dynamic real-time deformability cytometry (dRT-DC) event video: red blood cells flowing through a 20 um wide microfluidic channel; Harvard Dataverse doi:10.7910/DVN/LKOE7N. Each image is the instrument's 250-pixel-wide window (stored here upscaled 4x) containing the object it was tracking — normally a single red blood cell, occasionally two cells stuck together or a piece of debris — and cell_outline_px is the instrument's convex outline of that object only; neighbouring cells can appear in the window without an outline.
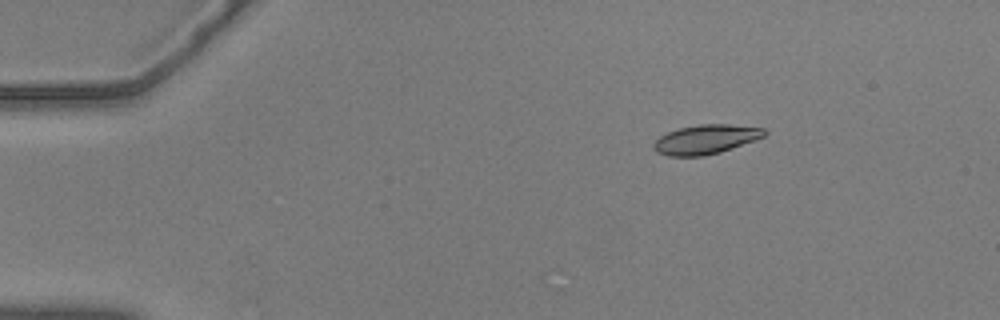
{"species": "common noctule bat (a hibernating species)", "species_latin": "Nyctalus noctula", "temperature_condition": "warm", "stored_images_in_passage": 49, "camera_frame_rate_fps": 3000, "um_per_image_px": 0.085, "animal": {"sex": "male", "body_mass_g": 20.5, "forearm_length_mm": 52.5}, "frame": {"image": 1, "passage_image": 1, "time_ms": 0.0, "image_size_px": [1000, 320], "cell_outline_px": [[768, 132], [764, 136], [720, 152], [704, 156], [668, 156], [656, 152], [652, 148], [652, 144], [660, 136], [668, 132], [680, 128], [700, 124], [728, 124], [764, 128]], "centroid_in_image_um": [59.95, 11.85], "position_along_channel_um": 25.0, "area_um2": 18.79}}
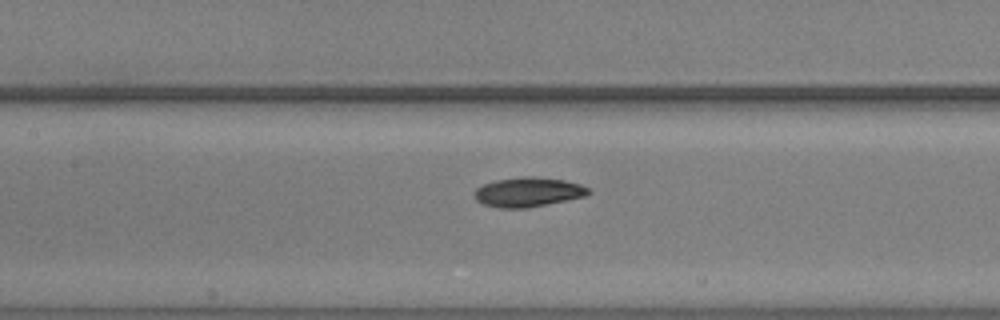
{"frame": {"image": 2, "passage_image": 19, "time_ms": 6.0, "image_size_px": [1000, 320], "cell_outline_px": [[592, 192], [584, 196], [528, 208], [500, 208], [484, 204], [476, 200], [472, 192], [476, 188], [484, 184], [496, 180], [524, 176], [532, 176], [564, 180], [580, 184], [588, 188]], "centroid_in_image_um": [44.86, 16.32], "position_along_channel_um": 162.5, "area_um2": 19.54}}
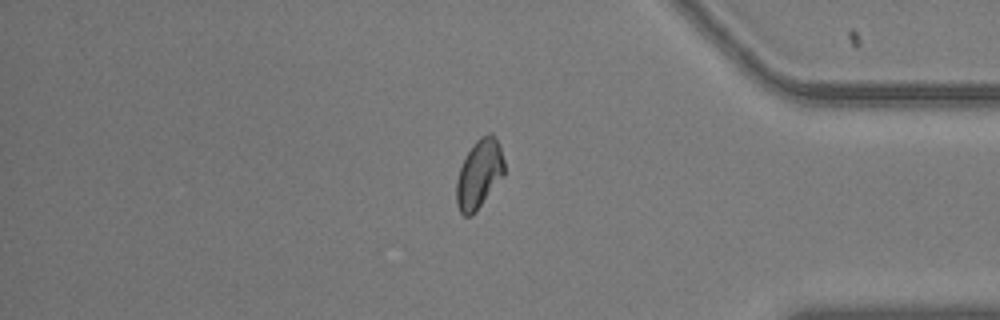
{"frame": {"image": 3, "passage_image": 40, "time_ms": 13.0, "image_size_px": [1000, 320], "cell_outline_px": [[504, 176], [476, 212], [472, 216], [464, 216], [460, 212], [456, 204], [456, 180], [460, 168], [472, 144], [480, 136], [488, 132], [492, 132], [500, 148], [504, 160]], "centroid_in_image_um": [40.72, 14.81], "position_along_channel_um": 394.5, "area_um2": 19.36}, "authors_computed_cell_mechanics": {"area_um2": 19.1318, "velocity_mm_per_s": 3.6263, "shape_relaxation_time_tau1_ms": 3.3989, "shape_relaxation_time_tau2_ms": 5.3928, "deformation_change_tau1": 0.1409, "deformation_change_tau2": 0.0983}}